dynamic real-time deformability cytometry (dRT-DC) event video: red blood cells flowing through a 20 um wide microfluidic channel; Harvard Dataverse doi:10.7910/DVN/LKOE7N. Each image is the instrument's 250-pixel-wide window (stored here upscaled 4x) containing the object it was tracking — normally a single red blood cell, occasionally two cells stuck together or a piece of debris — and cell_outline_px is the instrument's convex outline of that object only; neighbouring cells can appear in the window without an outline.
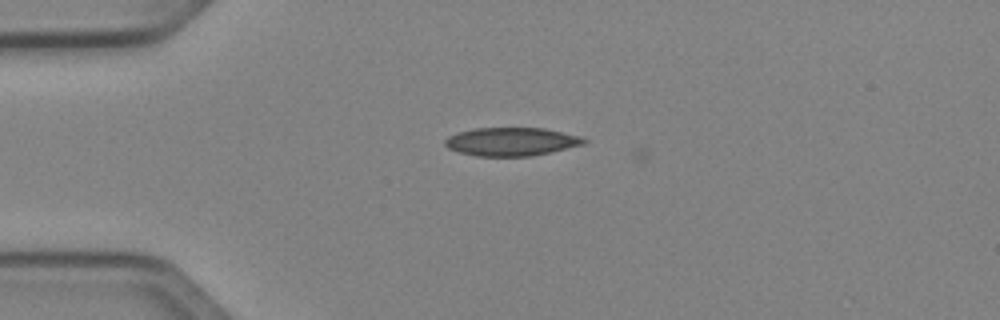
{"species": "Egyptian fruit bat (a non-hibernating species)", "species_latin": "Rousettus aegyptiacus", "temperature_condition": "cold", "stored_images_in_passage": 3, "camera_frame_rate_fps": 3000, "um_per_image_px": 0.085, "animal": {"sex": "female"}, "frame": {"image": 1, "passage_image": 2, "time_ms": 0.333, "image_size_px": [1000, 320], "cell_outline_px": [[588, 140], [584, 144], [532, 156], [476, 156], [460, 152], [448, 148], [444, 144], [444, 140], [448, 136], [472, 128], [544, 128], [580, 136]], "centroid_in_image_um": [43.45, 12.04], "position_along_channel_um": 41.5, "area_um2": 22.83}}